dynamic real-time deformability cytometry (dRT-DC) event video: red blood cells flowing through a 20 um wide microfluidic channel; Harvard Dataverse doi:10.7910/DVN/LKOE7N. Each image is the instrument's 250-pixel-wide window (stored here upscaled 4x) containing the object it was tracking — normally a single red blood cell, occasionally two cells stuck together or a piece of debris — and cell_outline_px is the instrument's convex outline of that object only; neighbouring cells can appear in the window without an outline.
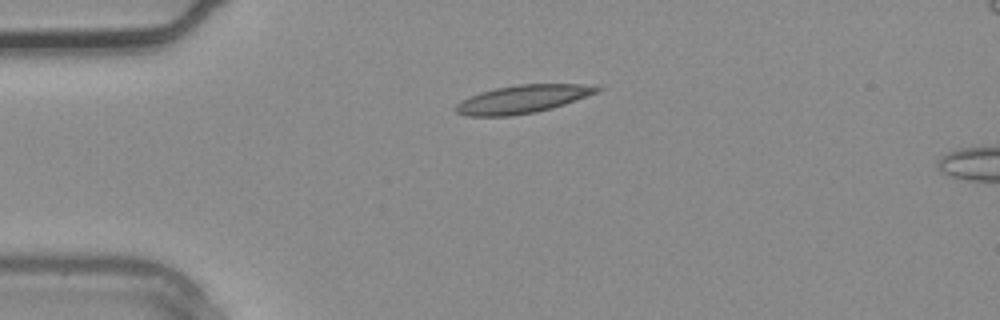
{"species": "common noctule bat (a hibernating species)", "species_latin": "Nyctalus noctula", "temperature_condition": "warm", "stored_images_in_passage": 2, "camera_frame_rate_fps": 3000, "um_per_image_px": 0.085, "animal": {"sex": "male", "body_mass_g": 20.4}, "frame": {"image": 1, "passage_image": 1, "time_ms": 0.0, "image_size_px": [1000, 320], "cell_outline_px": [[604, 88], [600, 92], [552, 108], [536, 112], [512, 116], [468, 116], [456, 112], [456, 104], [480, 92], [496, 88], [516, 84], [580, 84]], "centroid_in_image_um": [44.46, 8.42], "position_along_channel_um": 40.5, "area_um2": 22.95}}